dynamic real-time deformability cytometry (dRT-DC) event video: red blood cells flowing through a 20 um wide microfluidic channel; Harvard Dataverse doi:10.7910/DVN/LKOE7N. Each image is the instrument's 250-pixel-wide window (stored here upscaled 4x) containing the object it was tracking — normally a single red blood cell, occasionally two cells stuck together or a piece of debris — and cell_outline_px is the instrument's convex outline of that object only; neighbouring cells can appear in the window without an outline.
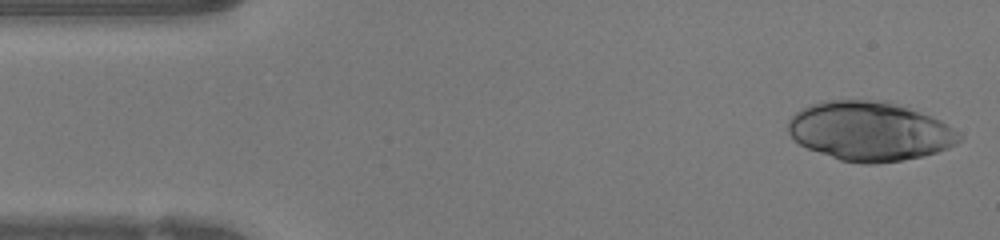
{"species": "human", "species_latin": "Homo sapiens", "temperature_condition": "warm", "stored_images_in_passage": 15, "camera_frame_rate_fps": 3000, "um_per_image_px": 0.085, "donor": {"sex": "female"}, "frame": {"image": 1, "passage_image": 1, "time_ms": 0.0, "image_size_px": [1000, 240], "cell_outline_px": [[964, 140], [948, 148], [924, 156], [900, 160], [872, 164], [864, 164], [840, 160], [808, 148], [800, 144], [788, 132], [788, 120], [800, 108], [808, 104], [824, 100], [888, 100], [908, 104], [940, 120], [964, 136]], "centroid_in_image_um": [73.97, 11.12], "position_along_channel_um": 11.0, "area_um2": 59.88}}
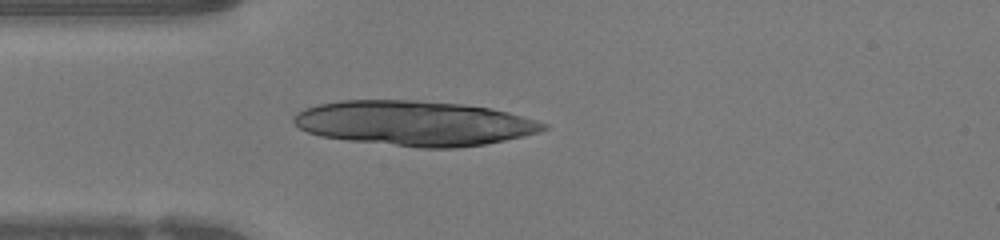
{"frame": {"image": 2, "passage_image": 11, "time_ms": 3.333, "image_size_px": [1000, 240], "cell_outline_px": [[548, 128], [524, 136], [484, 144], [456, 148], [420, 148], [348, 140], [320, 136], [308, 132], [300, 128], [292, 120], [292, 116], [296, 112], [304, 108], [320, 104], [340, 100], [416, 100], [464, 104], [488, 108], [508, 112], [536, 120], [548, 124]], "centroid_in_image_um": [35.2, 10.47], "position_along_channel_um": 49.8, "area_um2": 65.26}}